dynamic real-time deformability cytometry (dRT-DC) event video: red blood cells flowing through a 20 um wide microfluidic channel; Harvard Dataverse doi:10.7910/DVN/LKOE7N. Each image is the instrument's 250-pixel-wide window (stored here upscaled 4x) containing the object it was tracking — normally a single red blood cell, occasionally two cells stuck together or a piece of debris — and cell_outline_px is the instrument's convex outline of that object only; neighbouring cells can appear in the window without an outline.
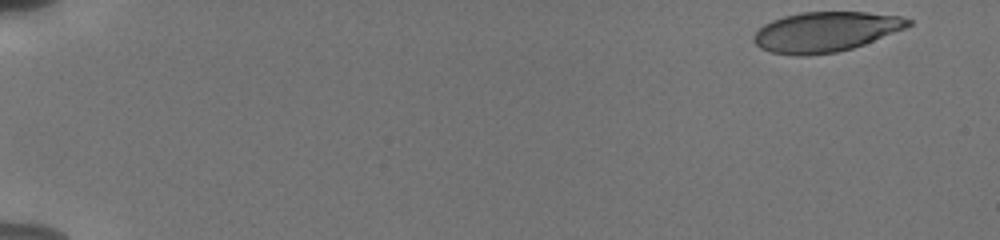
{"species": "human", "species_latin": "Homo sapiens", "temperature_condition": "cold", "stored_images_in_passage": 10, "camera_frame_rate_fps": 3000, "um_per_image_px": 0.085, "donor": {"sex": "male"}, "frame": {"image": 1, "passage_image": 1, "time_ms": 0.0, "image_size_px": [1000, 240], "cell_outline_px": [[912, 24], [904, 28], [864, 44], [852, 48], [836, 52], [804, 56], [800, 56], [772, 52], [760, 48], [752, 40], [752, 36], [764, 24], [772, 20], [784, 16], [800, 12], [868, 12], [900, 16], [912, 20]], "centroid_in_image_um": [70.15, 2.7], "position_along_channel_um": 14.9, "area_um2": 35.84}}